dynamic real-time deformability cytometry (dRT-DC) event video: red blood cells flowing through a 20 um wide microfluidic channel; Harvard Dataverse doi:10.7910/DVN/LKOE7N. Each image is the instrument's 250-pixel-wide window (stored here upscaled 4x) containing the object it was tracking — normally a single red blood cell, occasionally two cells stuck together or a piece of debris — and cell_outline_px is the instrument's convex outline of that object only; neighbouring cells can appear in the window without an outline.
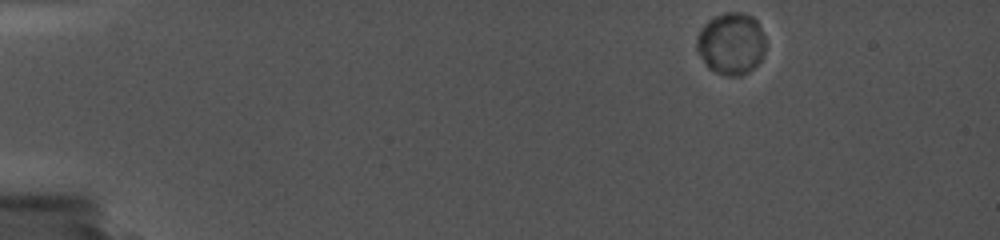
{"species": "common noctule bat (a hibernating species)", "species_latin": "Nyctalus noctula", "temperature_condition": "cold", "stored_images_in_passage": 36, "camera_frame_rate_fps": 5000, "um_per_image_px": 0.085, "animal": {"sex": "female", "body_mass_g": 19.0, "forearm_length_mm": 56.7}, "frame": {"image": 1, "passage_image": 1, "time_ms": 0.0, "image_size_px": [1000, 240], "cell_outline_px": [[764, 52], [760, 60], [748, 72], [740, 76], [728, 76], [716, 72], [708, 68], [696, 48], [696, 36], [700, 28], [708, 20], [724, 12], [740, 12], [752, 16], [756, 20], [764, 36]], "centroid_in_image_um": [62.12, 3.7], "position_along_channel_um": 22.9, "area_um2": 24.8}}
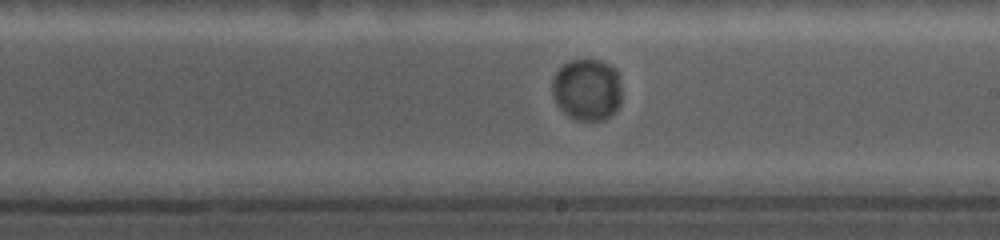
{"frame": {"image": 2, "passage_image": 23, "time_ms": 9.0, "image_size_px": [1000, 240], "cell_outline_px": [[620, 104], [604, 120], [576, 120], [568, 116], [556, 104], [552, 92], [552, 80], [556, 72], [568, 60], [600, 60], [616, 68], [620, 88]], "centroid_in_image_um": [49.87, 7.61], "position_along_channel_um": 239.1, "area_um2": 24.97}}
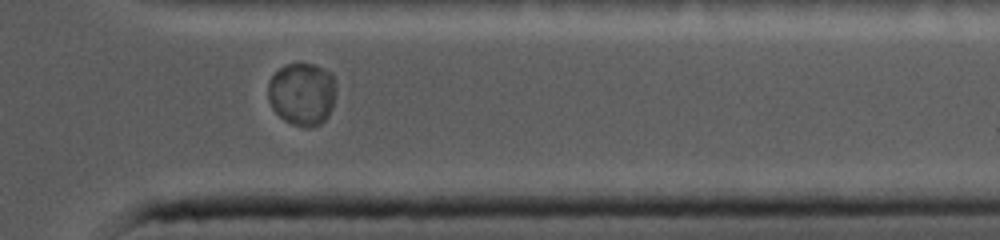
{"frame": {"image": 3, "passage_image": 33, "time_ms": 13.0, "image_size_px": [1000, 240], "cell_outline_px": [[336, 92], [332, 108], [328, 116], [320, 124], [304, 128], [292, 124], [284, 120], [272, 108], [268, 100], [268, 84], [272, 76], [284, 64], [300, 60], [316, 64], [328, 72], [332, 76]], "centroid_in_image_um": [25.67, 7.95], "position_along_channel_um": 385.7, "area_um2": 25.32}}